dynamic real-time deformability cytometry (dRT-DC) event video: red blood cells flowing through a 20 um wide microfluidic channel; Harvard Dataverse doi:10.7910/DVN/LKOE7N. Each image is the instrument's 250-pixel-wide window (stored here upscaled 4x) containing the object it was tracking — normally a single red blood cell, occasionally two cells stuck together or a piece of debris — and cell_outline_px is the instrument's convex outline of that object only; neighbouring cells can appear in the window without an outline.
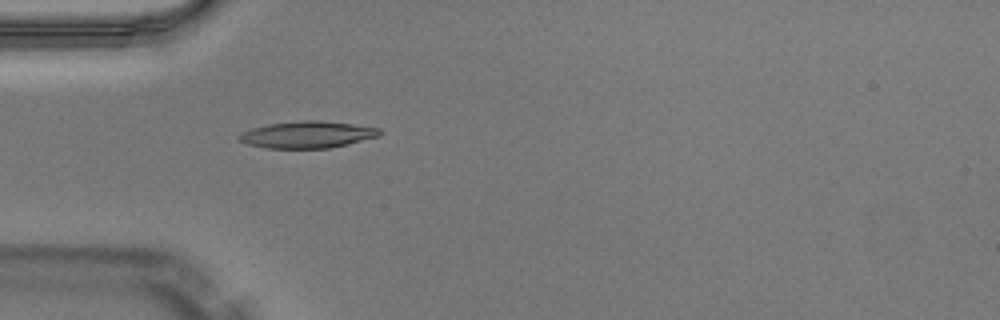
{"species": "Egyptian fruit bat (a non-hibernating species)", "species_latin": "Rousettus aegyptiacus", "temperature_condition": "warm", "stored_images_in_passage": 49, "camera_frame_rate_fps": 3000, "um_per_image_px": 0.085, "animal": {"sex": "male"}, "frame": {"image": 1, "passage_image": 15, "time_ms": 4.667, "image_size_px": [1000, 320], "cell_outline_px": [[380, 136], [348, 144], [328, 148], [264, 148], [248, 144], [236, 140], [236, 136], [240, 132], [252, 128], [268, 124], [304, 120], [320, 120], [352, 124], [380, 128]], "centroid_in_image_um": [26.07, 11.44], "position_along_channel_um": 58.9, "area_um2": 22.08}}
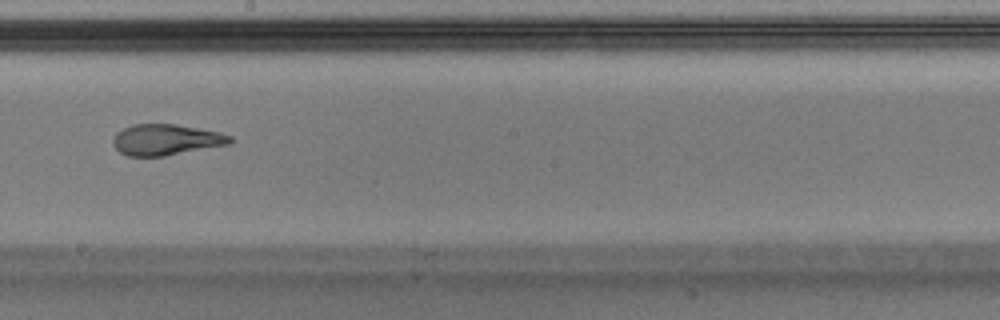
{"frame": {"image": 2, "passage_image": 28, "time_ms": 9.0, "image_size_px": [1000, 320], "cell_outline_px": [[232, 140], [228, 144], [164, 156], [128, 156], [120, 152], [112, 144], [112, 140], [116, 132], [132, 124], [176, 124], [220, 132], [232, 136]], "centroid_in_image_um": [14.08, 11.87], "position_along_channel_um": 234.1, "area_um2": 21.04}, "authors_computed_cell_mechanics": {"area_um2": 21.3282, "velocity_mm_per_s": 4.1093, "shape_relaxation_time_tau1_ms": null, "shape_relaxation_time_tau2_ms": 1.3743, "deformation_change_tau1": null, "deformation_change_tau2": 0.0846}}